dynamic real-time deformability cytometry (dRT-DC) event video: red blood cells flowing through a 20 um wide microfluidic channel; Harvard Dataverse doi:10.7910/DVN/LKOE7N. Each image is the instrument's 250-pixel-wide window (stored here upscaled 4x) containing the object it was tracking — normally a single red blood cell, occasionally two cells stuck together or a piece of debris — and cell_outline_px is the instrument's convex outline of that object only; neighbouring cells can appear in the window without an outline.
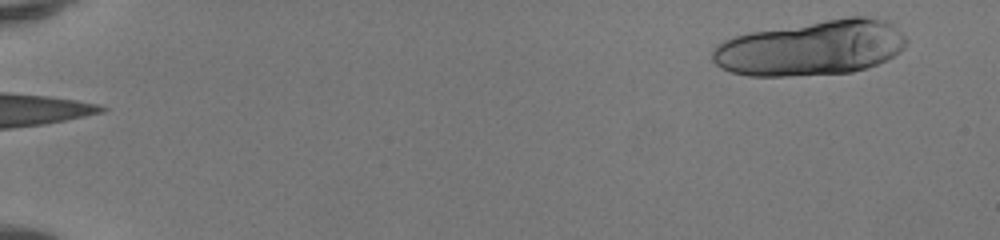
{"species": "human", "species_latin": "Homo sapiens", "temperature_condition": "room temperature", "stored_images_in_passage": 20, "camera_frame_rate_fps": 3000, "um_per_image_px": 0.085, "donor": {"sex": "female"}, "frame": {"image": 1, "passage_image": 1, "time_ms": 0.0, "image_size_px": [1000, 240], "cell_outline_px": [[908, 44], [900, 52], [888, 60], [852, 72], [784, 76], [748, 76], [732, 72], [720, 68], [712, 60], [712, 52], [716, 44], [724, 40], [748, 32], [848, 16], [864, 16], [888, 20], [908, 40]], "centroid_in_image_um": [68.97, 4.07], "position_along_channel_um": 16.0, "area_um2": 62.54}}